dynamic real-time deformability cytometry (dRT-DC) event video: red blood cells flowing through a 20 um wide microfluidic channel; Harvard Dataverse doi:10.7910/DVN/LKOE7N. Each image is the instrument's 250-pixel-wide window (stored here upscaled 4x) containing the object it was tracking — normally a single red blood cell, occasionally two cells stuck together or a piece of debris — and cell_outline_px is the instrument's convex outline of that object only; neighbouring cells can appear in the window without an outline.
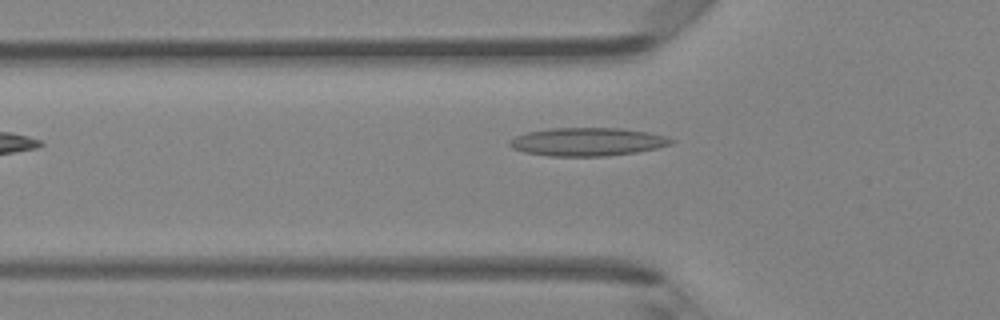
{"species": "Egyptian fruit bat (a non-hibernating species)", "species_latin": "Rousettus aegyptiacus", "temperature_condition": "room temperature", "stored_images_in_passage": 4, "camera_frame_rate_fps": 3000, "um_per_image_px": 0.085, "animal": {"sex": "female"}, "frame": {"image": 1, "passage_image": 4, "time_ms": 1.0, "image_size_px": [1000, 320], "cell_outline_px": [[676, 140], [672, 144], [656, 148], [636, 152], [608, 156], [548, 156], [524, 152], [512, 148], [508, 144], [508, 140], [516, 136], [528, 132], [552, 128], [620, 128], [648, 132], [664, 136]], "centroid_in_image_um": [49.92, 12.05], "position_along_channel_um": 75.9, "area_um2": 26.59}}